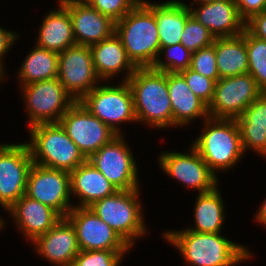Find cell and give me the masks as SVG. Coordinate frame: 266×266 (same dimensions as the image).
Listing matches in <instances>:
<instances>
[{
  "label": "cell",
  "instance_id": "cell-37",
  "mask_svg": "<svg viewBox=\"0 0 266 266\" xmlns=\"http://www.w3.org/2000/svg\"><path fill=\"white\" fill-rule=\"evenodd\" d=\"M19 38V33L0 26V71L6 76V79L10 76L6 74L8 69H6L5 57H7V53L9 54L10 49L12 50L13 45L16 44L15 42H17Z\"/></svg>",
  "mask_w": 266,
  "mask_h": 266
},
{
  "label": "cell",
  "instance_id": "cell-9",
  "mask_svg": "<svg viewBox=\"0 0 266 266\" xmlns=\"http://www.w3.org/2000/svg\"><path fill=\"white\" fill-rule=\"evenodd\" d=\"M158 153L156 161L162 173L175 179L183 187L192 191L206 193L214 190L220 183L216 176L202 159L199 153L190 145L182 152L163 150Z\"/></svg>",
  "mask_w": 266,
  "mask_h": 266
},
{
  "label": "cell",
  "instance_id": "cell-27",
  "mask_svg": "<svg viewBox=\"0 0 266 266\" xmlns=\"http://www.w3.org/2000/svg\"><path fill=\"white\" fill-rule=\"evenodd\" d=\"M154 15L158 27L160 48L179 44L186 20L191 11L181 0L154 2Z\"/></svg>",
  "mask_w": 266,
  "mask_h": 266
},
{
  "label": "cell",
  "instance_id": "cell-14",
  "mask_svg": "<svg viewBox=\"0 0 266 266\" xmlns=\"http://www.w3.org/2000/svg\"><path fill=\"white\" fill-rule=\"evenodd\" d=\"M59 123L87 159L117 136L80 101L63 114Z\"/></svg>",
  "mask_w": 266,
  "mask_h": 266
},
{
  "label": "cell",
  "instance_id": "cell-18",
  "mask_svg": "<svg viewBox=\"0 0 266 266\" xmlns=\"http://www.w3.org/2000/svg\"><path fill=\"white\" fill-rule=\"evenodd\" d=\"M6 213L29 244L50 230L62 217L51 207L25 194Z\"/></svg>",
  "mask_w": 266,
  "mask_h": 266
},
{
  "label": "cell",
  "instance_id": "cell-8",
  "mask_svg": "<svg viewBox=\"0 0 266 266\" xmlns=\"http://www.w3.org/2000/svg\"><path fill=\"white\" fill-rule=\"evenodd\" d=\"M28 129L37 124L58 123L63 114L76 102L58 78L19 86Z\"/></svg>",
  "mask_w": 266,
  "mask_h": 266
},
{
  "label": "cell",
  "instance_id": "cell-28",
  "mask_svg": "<svg viewBox=\"0 0 266 266\" xmlns=\"http://www.w3.org/2000/svg\"><path fill=\"white\" fill-rule=\"evenodd\" d=\"M215 55L219 78L248 73V53L244 30L241 35L215 38Z\"/></svg>",
  "mask_w": 266,
  "mask_h": 266
},
{
  "label": "cell",
  "instance_id": "cell-22",
  "mask_svg": "<svg viewBox=\"0 0 266 266\" xmlns=\"http://www.w3.org/2000/svg\"><path fill=\"white\" fill-rule=\"evenodd\" d=\"M168 92L173 110V128L194 125L208 116V106L197 97L180 73H168Z\"/></svg>",
  "mask_w": 266,
  "mask_h": 266
},
{
  "label": "cell",
  "instance_id": "cell-6",
  "mask_svg": "<svg viewBox=\"0 0 266 266\" xmlns=\"http://www.w3.org/2000/svg\"><path fill=\"white\" fill-rule=\"evenodd\" d=\"M28 133L26 141L34 164L71 172L87 161L59 122L34 125Z\"/></svg>",
  "mask_w": 266,
  "mask_h": 266
},
{
  "label": "cell",
  "instance_id": "cell-32",
  "mask_svg": "<svg viewBox=\"0 0 266 266\" xmlns=\"http://www.w3.org/2000/svg\"><path fill=\"white\" fill-rule=\"evenodd\" d=\"M131 250H80L71 266H121ZM125 258V259H124Z\"/></svg>",
  "mask_w": 266,
  "mask_h": 266
},
{
  "label": "cell",
  "instance_id": "cell-35",
  "mask_svg": "<svg viewBox=\"0 0 266 266\" xmlns=\"http://www.w3.org/2000/svg\"><path fill=\"white\" fill-rule=\"evenodd\" d=\"M141 1L142 0H87L85 3L116 22L122 19Z\"/></svg>",
  "mask_w": 266,
  "mask_h": 266
},
{
  "label": "cell",
  "instance_id": "cell-1",
  "mask_svg": "<svg viewBox=\"0 0 266 266\" xmlns=\"http://www.w3.org/2000/svg\"><path fill=\"white\" fill-rule=\"evenodd\" d=\"M161 236L178 250L187 266H240L255 256L250 247L223 233H199L183 227L166 230Z\"/></svg>",
  "mask_w": 266,
  "mask_h": 266
},
{
  "label": "cell",
  "instance_id": "cell-17",
  "mask_svg": "<svg viewBox=\"0 0 266 266\" xmlns=\"http://www.w3.org/2000/svg\"><path fill=\"white\" fill-rule=\"evenodd\" d=\"M30 244L37 256L52 266H71L80 252L75 227L67 217H62Z\"/></svg>",
  "mask_w": 266,
  "mask_h": 266
},
{
  "label": "cell",
  "instance_id": "cell-36",
  "mask_svg": "<svg viewBox=\"0 0 266 266\" xmlns=\"http://www.w3.org/2000/svg\"><path fill=\"white\" fill-rule=\"evenodd\" d=\"M180 74L185 78L192 92L209 106L214 97L215 81L194 72L190 68L180 72Z\"/></svg>",
  "mask_w": 266,
  "mask_h": 266
},
{
  "label": "cell",
  "instance_id": "cell-12",
  "mask_svg": "<svg viewBox=\"0 0 266 266\" xmlns=\"http://www.w3.org/2000/svg\"><path fill=\"white\" fill-rule=\"evenodd\" d=\"M25 195L66 217L74 207L71 197L70 172L32 164Z\"/></svg>",
  "mask_w": 266,
  "mask_h": 266
},
{
  "label": "cell",
  "instance_id": "cell-16",
  "mask_svg": "<svg viewBox=\"0 0 266 266\" xmlns=\"http://www.w3.org/2000/svg\"><path fill=\"white\" fill-rule=\"evenodd\" d=\"M66 217L75 227L80 250H132L89 207H73Z\"/></svg>",
  "mask_w": 266,
  "mask_h": 266
},
{
  "label": "cell",
  "instance_id": "cell-30",
  "mask_svg": "<svg viewBox=\"0 0 266 266\" xmlns=\"http://www.w3.org/2000/svg\"><path fill=\"white\" fill-rule=\"evenodd\" d=\"M248 53V73L255 79L258 88L266 92V41L251 35L244 29Z\"/></svg>",
  "mask_w": 266,
  "mask_h": 266
},
{
  "label": "cell",
  "instance_id": "cell-41",
  "mask_svg": "<svg viewBox=\"0 0 266 266\" xmlns=\"http://www.w3.org/2000/svg\"><path fill=\"white\" fill-rule=\"evenodd\" d=\"M214 0H192L191 3L188 5L187 2L185 3V1L181 0V2L188 7L189 9L193 6L199 5V4H203V3H209L212 2Z\"/></svg>",
  "mask_w": 266,
  "mask_h": 266
},
{
  "label": "cell",
  "instance_id": "cell-7",
  "mask_svg": "<svg viewBox=\"0 0 266 266\" xmlns=\"http://www.w3.org/2000/svg\"><path fill=\"white\" fill-rule=\"evenodd\" d=\"M80 102L117 135H125L124 129L122 130L123 124L137 123L133 94L127 81L117 83L103 81L101 85L98 84L86 94Z\"/></svg>",
  "mask_w": 266,
  "mask_h": 266
},
{
  "label": "cell",
  "instance_id": "cell-42",
  "mask_svg": "<svg viewBox=\"0 0 266 266\" xmlns=\"http://www.w3.org/2000/svg\"><path fill=\"white\" fill-rule=\"evenodd\" d=\"M6 217L3 218L2 215H0V232H2L4 229H6L5 227H7V224H6Z\"/></svg>",
  "mask_w": 266,
  "mask_h": 266
},
{
  "label": "cell",
  "instance_id": "cell-19",
  "mask_svg": "<svg viewBox=\"0 0 266 266\" xmlns=\"http://www.w3.org/2000/svg\"><path fill=\"white\" fill-rule=\"evenodd\" d=\"M190 11L215 38L241 35L245 29V22L234 0H214L193 6Z\"/></svg>",
  "mask_w": 266,
  "mask_h": 266
},
{
  "label": "cell",
  "instance_id": "cell-11",
  "mask_svg": "<svg viewBox=\"0 0 266 266\" xmlns=\"http://www.w3.org/2000/svg\"><path fill=\"white\" fill-rule=\"evenodd\" d=\"M33 164L26 142H0V207L11 208L26 192L27 177Z\"/></svg>",
  "mask_w": 266,
  "mask_h": 266
},
{
  "label": "cell",
  "instance_id": "cell-34",
  "mask_svg": "<svg viewBox=\"0 0 266 266\" xmlns=\"http://www.w3.org/2000/svg\"><path fill=\"white\" fill-rule=\"evenodd\" d=\"M190 69L213 79L215 82L220 79L216 64L215 40L210 46L201 48L193 53Z\"/></svg>",
  "mask_w": 266,
  "mask_h": 266
},
{
  "label": "cell",
  "instance_id": "cell-31",
  "mask_svg": "<svg viewBox=\"0 0 266 266\" xmlns=\"http://www.w3.org/2000/svg\"><path fill=\"white\" fill-rule=\"evenodd\" d=\"M193 53L181 43L161 47L152 68L167 73H180L190 68Z\"/></svg>",
  "mask_w": 266,
  "mask_h": 266
},
{
  "label": "cell",
  "instance_id": "cell-38",
  "mask_svg": "<svg viewBox=\"0 0 266 266\" xmlns=\"http://www.w3.org/2000/svg\"><path fill=\"white\" fill-rule=\"evenodd\" d=\"M240 17L247 21L251 16L266 11V0H234Z\"/></svg>",
  "mask_w": 266,
  "mask_h": 266
},
{
  "label": "cell",
  "instance_id": "cell-3",
  "mask_svg": "<svg viewBox=\"0 0 266 266\" xmlns=\"http://www.w3.org/2000/svg\"><path fill=\"white\" fill-rule=\"evenodd\" d=\"M201 122L200 133L189 145L199 153L216 176L220 172L223 174L235 169L246 156L236 120L208 117Z\"/></svg>",
  "mask_w": 266,
  "mask_h": 266
},
{
  "label": "cell",
  "instance_id": "cell-25",
  "mask_svg": "<svg viewBox=\"0 0 266 266\" xmlns=\"http://www.w3.org/2000/svg\"><path fill=\"white\" fill-rule=\"evenodd\" d=\"M235 120L244 153L254 152L266 160V92H262Z\"/></svg>",
  "mask_w": 266,
  "mask_h": 266
},
{
  "label": "cell",
  "instance_id": "cell-33",
  "mask_svg": "<svg viewBox=\"0 0 266 266\" xmlns=\"http://www.w3.org/2000/svg\"><path fill=\"white\" fill-rule=\"evenodd\" d=\"M215 37L204 27L195 17L190 15L186 20L183 33L181 35V44L195 53L201 48L210 46L214 43Z\"/></svg>",
  "mask_w": 266,
  "mask_h": 266
},
{
  "label": "cell",
  "instance_id": "cell-20",
  "mask_svg": "<svg viewBox=\"0 0 266 266\" xmlns=\"http://www.w3.org/2000/svg\"><path fill=\"white\" fill-rule=\"evenodd\" d=\"M72 19L76 44L91 46L115 32V22L85 2H61Z\"/></svg>",
  "mask_w": 266,
  "mask_h": 266
},
{
  "label": "cell",
  "instance_id": "cell-44",
  "mask_svg": "<svg viewBox=\"0 0 266 266\" xmlns=\"http://www.w3.org/2000/svg\"><path fill=\"white\" fill-rule=\"evenodd\" d=\"M59 2H86L87 0H58Z\"/></svg>",
  "mask_w": 266,
  "mask_h": 266
},
{
  "label": "cell",
  "instance_id": "cell-5",
  "mask_svg": "<svg viewBox=\"0 0 266 266\" xmlns=\"http://www.w3.org/2000/svg\"><path fill=\"white\" fill-rule=\"evenodd\" d=\"M140 191L141 188L118 190L89 206L133 251L138 239H144L150 229L146 225Z\"/></svg>",
  "mask_w": 266,
  "mask_h": 266
},
{
  "label": "cell",
  "instance_id": "cell-13",
  "mask_svg": "<svg viewBox=\"0 0 266 266\" xmlns=\"http://www.w3.org/2000/svg\"><path fill=\"white\" fill-rule=\"evenodd\" d=\"M57 78L75 101H80L101 84L93 65L90 46L74 44L58 53Z\"/></svg>",
  "mask_w": 266,
  "mask_h": 266
},
{
  "label": "cell",
  "instance_id": "cell-43",
  "mask_svg": "<svg viewBox=\"0 0 266 266\" xmlns=\"http://www.w3.org/2000/svg\"><path fill=\"white\" fill-rule=\"evenodd\" d=\"M6 80V76L0 71V86H2L1 84H3Z\"/></svg>",
  "mask_w": 266,
  "mask_h": 266
},
{
  "label": "cell",
  "instance_id": "cell-29",
  "mask_svg": "<svg viewBox=\"0 0 266 266\" xmlns=\"http://www.w3.org/2000/svg\"><path fill=\"white\" fill-rule=\"evenodd\" d=\"M30 51V52H29ZM17 68L18 86L50 80L58 76V53L33 45Z\"/></svg>",
  "mask_w": 266,
  "mask_h": 266
},
{
  "label": "cell",
  "instance_id": "cell-26",
  "mask_svg": "<svg viewBox=\"0 0 266 266\" xmlns=\"http://www.w3.org/2000/svg\"><path fill=\"white\" fill-rule=\"evenodd\" d=\"M219 186L210 192L197 193L193 204L194 224L185 226V229L199 233H223L227 212Z\"/></svg>",
  "mask_w": 266,
  "mask_h": 266
},
{
  "label": "cell",
  "instance_id": "cell-15",
  "mask_svg": "<svg viewBox=\"0 0 266 266\" xmlns=\"http://www.w3.org/2000/svg\"><path fill=\"white\" fill-rule=\"evenodd\" d=\"M262 93L250 73L220 78L208 106L211 118L236 119Z\"/></svg>",
  "mask_w": 266,
  "mask_h": 266
},
{
  "label": "cell",
  "instance_id": "cell-2",
  "mask_svg": "<svg viewBox=\"0 0 266 266\" xmlns=\"http://www.w3.org/2000/svg\"><path fill=\"white\" fill-rule=\"evenodd\" d=\"M127 82L133 94L137 124L153 130L173 129L168 73L152 67H137Z\"/></svg>",
  "mask_w": 266,
  "mask_h": 266
},
{
  "label": "cell",
  "instance_id": "cell-21",
  "mask_svg": "<svg viewBox=\"0 0 266 266\" xmlns=\"http://www.w3.org/2000/svg\"><path fill=\"white\" fill-rule=\"evenodd\" d=\"M90 48L93 65L102 82L118 80L116 79L118 77L122 78L119 81H127L137 68L128 58L126 50L115 32L99 43L91 45Z\"/></svg>",
  "mask_w": 266,
  "mask_h": 266
},
{
  "label": "cell",
  "instance_id": "cell-24",
  "mask_svg": "<svg viewBox=\"0 0 266 266\" xmlns=\"http://www.w3.org/2000/svg\"><path fill=\"white\" fill-rule=\"evenodd\" d=\"M56 6L43 16L34 42L40 48L60 53L76 42L68 9L59 1Z\"/></svg>",
  "mask_w": 266,
  "mask_h": 266
},
{
  "label": "cell",
  "instance_id": "cell-40",
  "mask_svg": "<svg viewBox=\"0 0 266 266\" xmlns=\"http://www.w3.org/2000/svg\"><path fill=\"white\" fill-rule=\"evenodd\" d=\"M253 221L266 228V197L263 199L262 204L257 208L256 213H254Z\"/></svg>",
  "mask_w": 266,
  "mask_h": 266
},
{
  "label": "cell",
  "instance_id": "cell-10",
  "mask_svg": "<svg viewBox=\"0 0 266 266\" xmlns=\"http://www.w3.org/2000/svg\"><path fill=\"white\" fill-rule=\"evenodd\" d=\"M124 135H117L87 160L118 190L141 188L136 156Z\"/></svg>",
  "mask_w": 266,
  "mask_h": 266
},
{
  "label": "cell",
  "instance_id": "cell-39",
  "mask_svg": "<svg viewBox=\"0 0 266 266\" xmlns=\"http://www.w3.org/2000/svg\"><path fill=\"white\" fill-rule=\"evenodd\" d=\"M245 29L251 35L266 41V11L255 14L245 21Z\"/></svg>",
  "mask_w": 266,
  "mask_h": 266
},
{
  "label": "cell",
  "instance_id": "cell-4",
  "mask_svg": "<svg viewBox=\"0 0 266 266\" xmlns=\"http://www.w3.org/2000/svg\"><path fill=\"white\" fill-rule=\"evenodd\" d=\"M115 34L136 67H152L160 52L154 2L142 0L115 22Z\"/></svg>",
  "mask_w": 266,
  "mask_h": 266
},
{
  "label": "cell",
  "instance_id": "cell-23",
  "mask_svg": "<svg viewBox=\"0 0 266 266\" xmlns=\"http://www.w3.org/2000/svg\"><path fill=\"white\" fill-rule=\"evenodd\" d=\"M70 185L74 207H89L118 191L88 160L70 172Z\"/></svg>",
  "mask_w": 266,
  "mask_h": 266
}]
</instances>
